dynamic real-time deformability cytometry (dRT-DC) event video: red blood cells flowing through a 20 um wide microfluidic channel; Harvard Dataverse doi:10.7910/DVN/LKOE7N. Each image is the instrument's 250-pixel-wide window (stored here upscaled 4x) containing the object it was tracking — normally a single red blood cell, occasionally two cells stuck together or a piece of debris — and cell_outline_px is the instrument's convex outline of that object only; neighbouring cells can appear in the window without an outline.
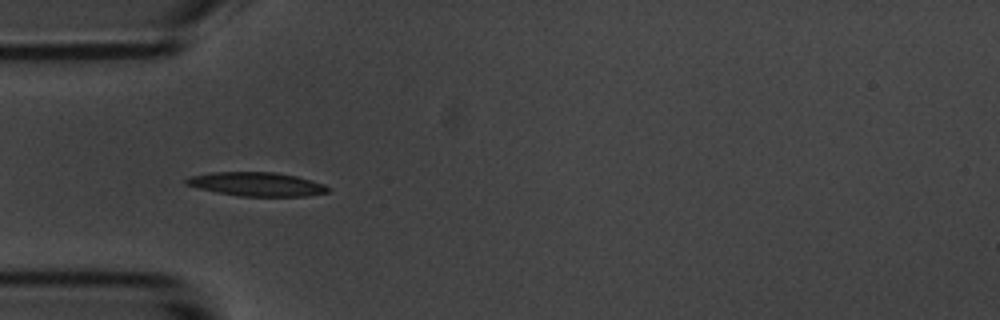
{"species": "common noctule bat (a hibernating species)", "species_latin": "Nyctalus noctula", "temperature_condition": "room temperature", "stored_images_in_passage": 6, "camera_frame_rate_fps": 3000, "um_per_image_px": 0.085, "animal": {"sex": "male", "body_mass_g": 20.1, "forearm_length_mm": 53.5}, "frame": {"image": 1, "passage_image": 5, "time_ms": 4.333, "image_size_px": [1000, 320], "cell_outline_px": [[328, 192], [308, 196], [240, 196], [200, 188], [184, 184], [184, 180], [188, 176], [212, 172], [276, 172], [296, 176], [312, 180], [324, 184], [328, 188]], "centroid_in_image_um": [21.81, 15.64], "position_along_channel_um": 63.2, "area_um2": 19.59}}